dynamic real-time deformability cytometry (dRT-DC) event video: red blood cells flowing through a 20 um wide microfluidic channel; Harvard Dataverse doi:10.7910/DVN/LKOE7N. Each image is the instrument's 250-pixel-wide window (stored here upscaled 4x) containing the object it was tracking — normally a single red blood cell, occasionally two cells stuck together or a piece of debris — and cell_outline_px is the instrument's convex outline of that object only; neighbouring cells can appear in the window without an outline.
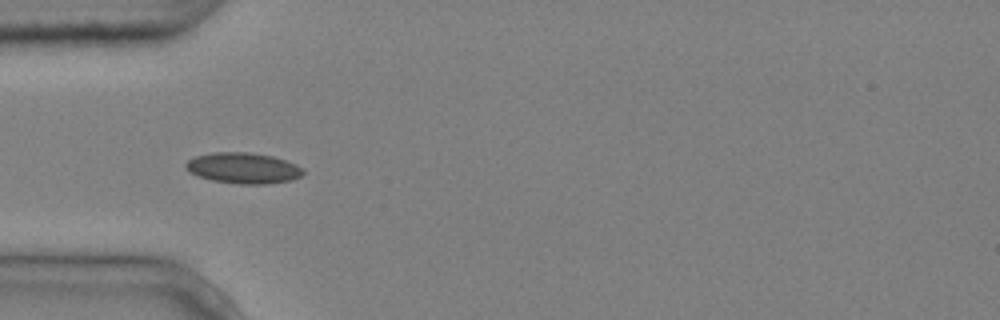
{"species": "common noctule bat (a hibernating species)", "species_latin": "Nyctalus noctula", "temperature_condition": "cold", "stored_images_in_passage": 6, "camera_frame_rate_fps": 3000, "um_per_image_px": 0.085, "animal": {"sex": "male", "body_mass_g": 20.4}, "frame": {"image": 1, "passage_image": 3, "time_ms": 0.667, "image_size_px": [1000, 320], "cell_outline_px": [[304, 172], [300, 176], [292, 180], [268, 184], [236, 184], [212, 180], [200, 176], [192, 172], [184, 164], [192, 156], [212, 152], [248, 152], [272, 156], [296, 164], [304, 168]], "centroid_in_image_um": [20.69, 14.28], "position_along_channel_um": 64.3, "area_um2": 21.1}}